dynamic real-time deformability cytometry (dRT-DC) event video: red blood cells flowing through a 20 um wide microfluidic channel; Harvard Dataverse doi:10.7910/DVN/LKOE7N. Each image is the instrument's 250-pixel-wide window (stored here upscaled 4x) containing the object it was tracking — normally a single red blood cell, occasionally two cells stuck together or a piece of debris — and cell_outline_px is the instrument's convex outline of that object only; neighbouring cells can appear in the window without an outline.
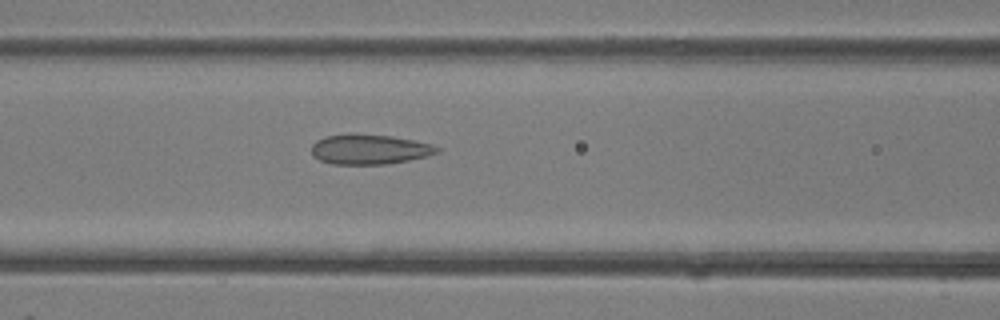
{"species": "common noctule bat (a hibernating species)", "species_latin": "Nyctalus noctula", "temperature_condition": "room temperature", "stored_images_in_passage": 40, "camera_frame_rate_fps": 3000, "um_per_image_px": 0.085, "animal": {"sex": "female"}, "frame": {"image": 1, "passage_image": 17, "time_ms": 5.333, "image_size_px": [1000, 320], "cell_outline_px": [[440, 152], [428, 156], [388, 164], [332, 164], [320, 160], [312, 156], [312, 144], [316, 140], [324, 136], [348, 132], [392, 136], [432, 144], [440, 148]], "centroid_in_image_um": [31.38, 12.67], "position_along_channel_um": 135.2, "area_um2": 22.31}}
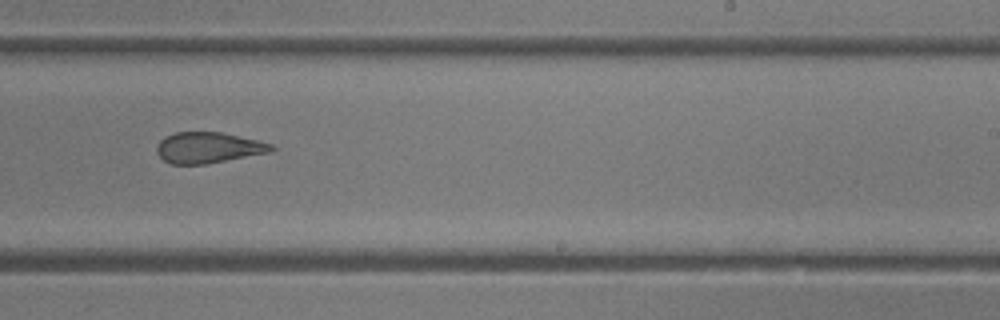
{"frame": {"image": 2, "passage_image": 25, "time_ms": 8.0, "image_size_px": [1000, 320], "cell_outline_px": [[276, 148], [272, 152], [204, 164], [172, 164], [164, 160], [156, 152], [156, 144], [164, 136], [176, 132], [220, 132], [256, 140], [272, 144]], "centroid_in_image_um": [17.68, 12.55], "position_along_channel_um": 271.3, "area_um2": 20.58}}
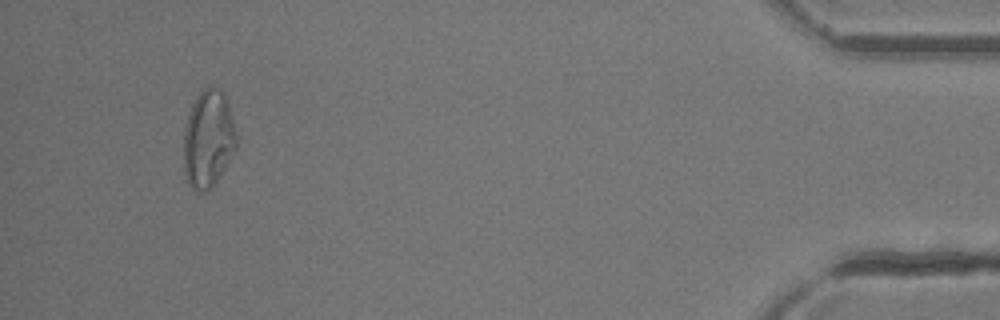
{"frame": {"image": 3, "passage_image": 38, "time_ms": 12.333, "image_size_px": [1000, 320], "cell_outline_px": [[236, 148], [224, 168], [216, 180], [204, 192], [196, 192], [188, 184], [184, 172], [184, 124], [192, 104], [196, 96], [204, 88], [212, 84], [220, 88], [224, 92], [228, 104], [236, 132]], "centroid_in_image_um": [17.68, 11.76], "position_along_channel_um": 417.5, "area_um2": 30.0}}